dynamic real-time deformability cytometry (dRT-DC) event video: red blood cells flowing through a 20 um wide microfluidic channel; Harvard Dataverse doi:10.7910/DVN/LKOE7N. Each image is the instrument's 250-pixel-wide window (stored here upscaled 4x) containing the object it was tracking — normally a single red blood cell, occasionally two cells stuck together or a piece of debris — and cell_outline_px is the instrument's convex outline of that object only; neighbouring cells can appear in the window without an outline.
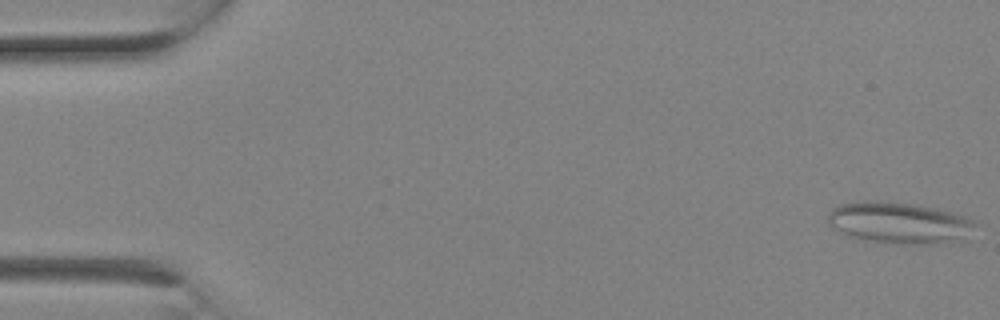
{"species": "Egyptian fruit bat (a non-hibernating species)", "species_latin": "Rousettus aegyptiacus", "temperature_condition": "room temperature", "stored_images_in_passage": 3, "camera_frame_rate_fps": 3000, "um_per_image_px": 0.085, "animal": {"sex": "female"}, "frame": {"image": 1, "passage_image": 1, "time_ms": 0.0, "image_size_px": [1000, 320], "cell_outline_px": [[976, 224], [968, 240], [932, 244], [900, 244], [852, 236], [832, 228], [828, 224], [828, 212], [832, 208], [840, 204], [864, 200], [880, 200], [916, 204], [936, 208], [952, 212], [964, 216], [972, 220]], "centroid_in_image_um": [76.48, 18.92], "position_along_channel_um": 8.5, "area_um2": 35.78}}